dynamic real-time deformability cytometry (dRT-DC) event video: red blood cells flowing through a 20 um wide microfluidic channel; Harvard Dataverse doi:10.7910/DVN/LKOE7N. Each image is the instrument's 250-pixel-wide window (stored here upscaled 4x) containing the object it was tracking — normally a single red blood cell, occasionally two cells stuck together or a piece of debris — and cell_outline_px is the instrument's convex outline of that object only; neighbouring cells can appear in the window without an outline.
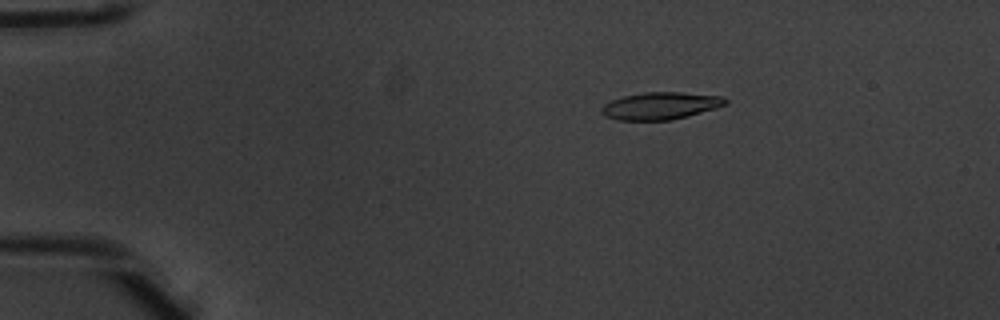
{"species": "common noctule bat (a hibernating species)", "species_latin": "Nyctalus noctula", "temperature_condition": "warm", "stored_images_in_passage": 52, "camera_frame_rate_fps": 3000, "um_per_image_px": 0.085, "animal": {"sex": "male", "body_mass_g": 20.1, "forearm_length_mm": 53.5}, "frame": {"image": 1, "passage_image": 10, "time_ms": 3.0, "image_size_px": [1000, 320], "cell_outline_px": [[728, 104], [716, 108], [688, 116], [672, 120], [616, 120], [604, 116], [600, 112], [600, 108], [604, 104], [612, 100], [624, 96], [644, 92], [680, 92], [724, 96], [728, 100]], "centroid_in_image_um": [56.15, 8.99], "position_along_channel_um": 28.9, "area_um2": 19.88}}
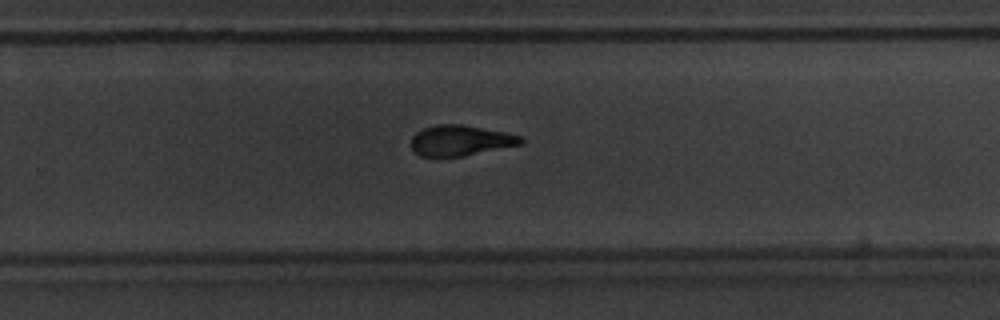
{"frame": {"image": 2, "passage_image": 35, "time_ms": 11.333, "image_size_px": [1000, 320], "cell_outline_px": [[524, 144], [464, 156], [420, 156], [412, 148], [412, 136], [416, 132], [424, 128], [436, 124], [460, 124], [504, 132], [520, 136], [524, 140]], "centroid_in_image_um": [39.16, 11.94], "position_along_channel_um": 290.6, "area_um2": 19.42}}
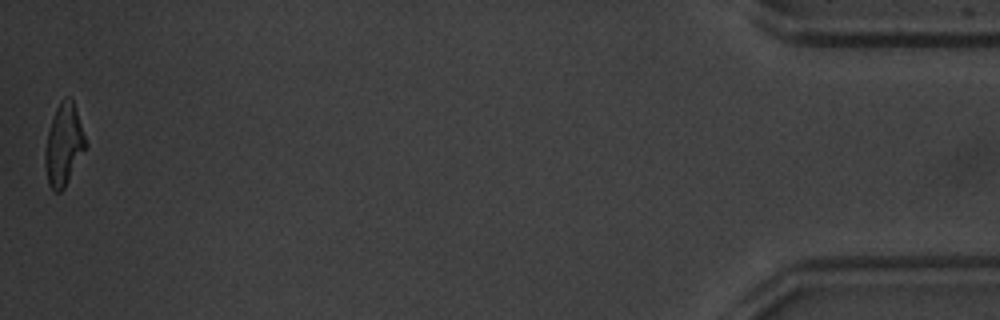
{"frame": {"image": 3, "passage_image": 52, "time_ms": 17.0, "image_size_px": [1000, 320], "cell_outline_px": [[88, 144], [64, 188], [60, 192], [56, 192], [48, 184], [44, 164], [44, 152], [48, 132], [56, 108], [60, 100], [64, 96], [68, 96], [72, 100]], "centroid_in_image_um": [5.41, 12.31], "position_along_channel_um": 429.8, "area_um2": 19.13}, "authors_computed_cell_mechanics": {"area_um2": 20.0277, "velocity_mm_per_s": 3.978, "shape_relaxation_time_tau1_ms": 3.5381, "shape_relaxation_time_tau2_ms": 3.0008, "deformation_change_tau1": 0.1913, "deformation_change_tau2": 0.0932}}